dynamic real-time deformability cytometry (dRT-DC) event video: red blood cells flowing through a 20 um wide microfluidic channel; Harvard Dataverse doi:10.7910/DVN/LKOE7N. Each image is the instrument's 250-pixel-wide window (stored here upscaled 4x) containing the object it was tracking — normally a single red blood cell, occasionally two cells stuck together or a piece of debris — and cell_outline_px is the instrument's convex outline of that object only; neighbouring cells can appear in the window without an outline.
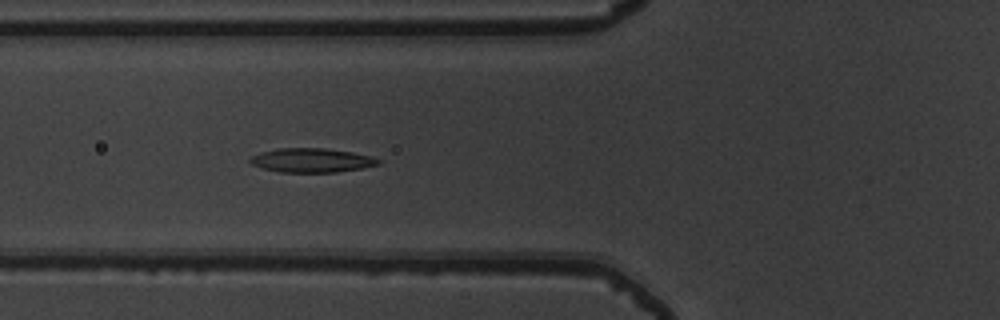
{"species": "common noctule bat (a hibernating species)", "species_latin": "Nyctalus noctula", "temperature_condition": "warm", "stored_images_in_passage": 47, "segment_of_instrument_passage": [1, 2], "camera_frame_rate_fps": 3000, "um_per_image_px": 0.085, "animal": {"sex": "male", "body_mass_g": 19.5, "forearm_length_mm": 54.6}, "frame": {"image": 1, "passage_image": 13, "time_ms": 4.0, "image_size_px": [1000, 320], "cell_outline_px": [[380, 164], [360, 168], [336, 172], [280, 172], [264, 168], [252, 164], [248, 160], [252, 156], [260, 152], [280, 148], [324, 148], [352, 152], [372, 156], [380, 160]], "centroid_in_image_um": [26.49, 13.62], "position_along_channel_um": 99.3, "area_um2": 17.86}}
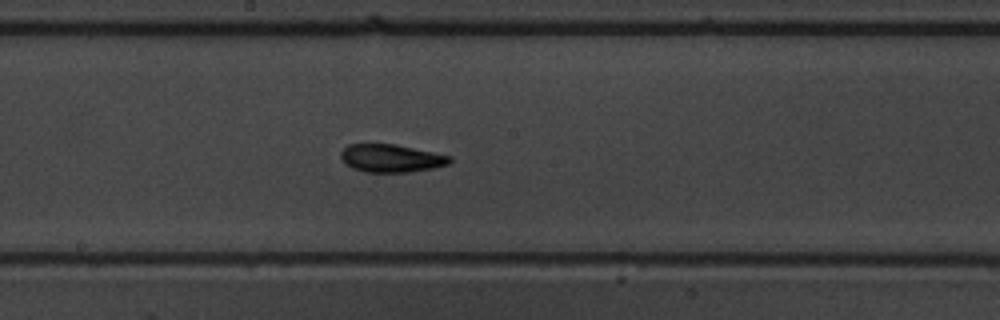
{"frame": {"image": 2, "passage_image": 22, "time_ms": 7.0, "image_size_px": [1000, 320], "cell_outline_px": [[452, 160], [448, 164], [432, 168], [408, 172], [368, 172], [352, 168], [344, 164], [340, 156], [340, 152], [348, 144], [396, 144], [452, 156]], "centroid_in_image_um": [33.23, 13.44], "position_along_channel_um": 215.0, "area_um2": 17.74}}
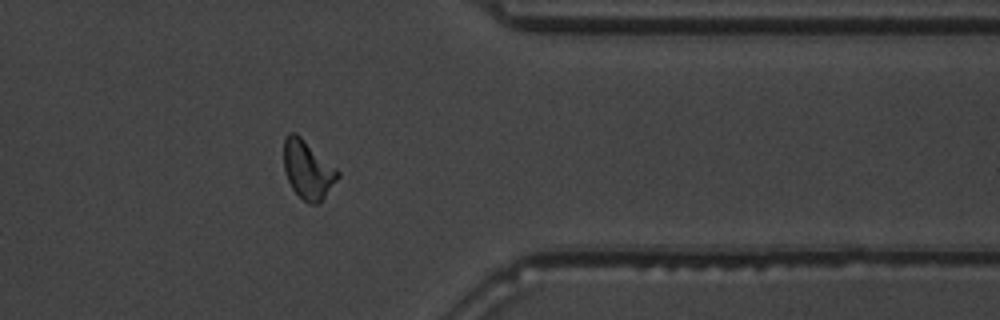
{"frame": {"image": 3, "passage_image": 36, "time_ms": 11.667, "image_size_px": [1000, 320], "cell_outline_px": [[340, 176], [320, 204], [308, 204], [292, 188], [284, 172], [284, 140], [288, 132], [296, 132], [336, 168], [340, 172]], "centroid_in_image_um": [26.17, 14.43], "position_along_channel_um": 385.2, "area_um2": 18.38}}